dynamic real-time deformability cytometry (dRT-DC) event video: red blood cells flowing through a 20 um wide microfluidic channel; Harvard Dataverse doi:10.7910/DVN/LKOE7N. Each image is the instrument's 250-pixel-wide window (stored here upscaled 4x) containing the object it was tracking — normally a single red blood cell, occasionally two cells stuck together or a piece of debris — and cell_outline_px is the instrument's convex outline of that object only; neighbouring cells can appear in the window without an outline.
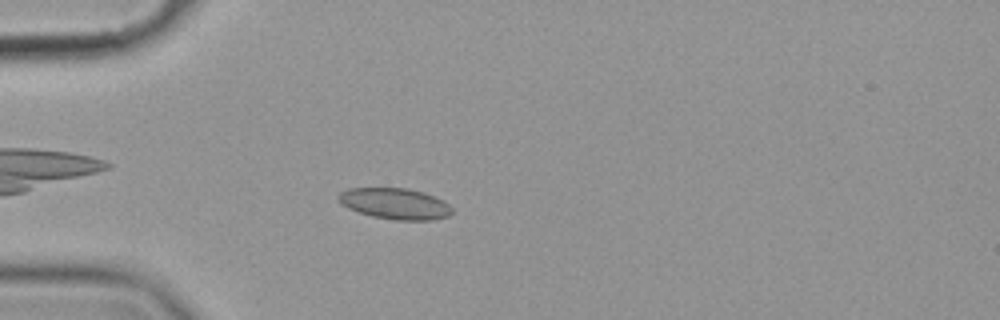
{"species": "common noctule bat (a hibernating species)", "species_latin": "Nyctalus noctula", "temperature_condition": "cold", "stored_images_in_passage": 42, "camera_frame_rate_fps": 3000, "um_per_image_px": 0.085, "animal": {"sex": "female", "body_mass_g": 19.9}, "frame": {"image": 1, "passage_image": 1, "time_ms": 0.0, "image_size_px": [1000, 320], "cell_outline_px": [[452, 212], [448, 216], [432, 220], [396, 220], [372, 216], [348, 208], [340, 204], [336, 196], [340, 192], [348, 188], [408, 188], [444, 200], [452, 208]], "centroid_in_image_um": [33.54, 17.31], "position_along_channel_um": 51.5, "area_um2": 20.52}}
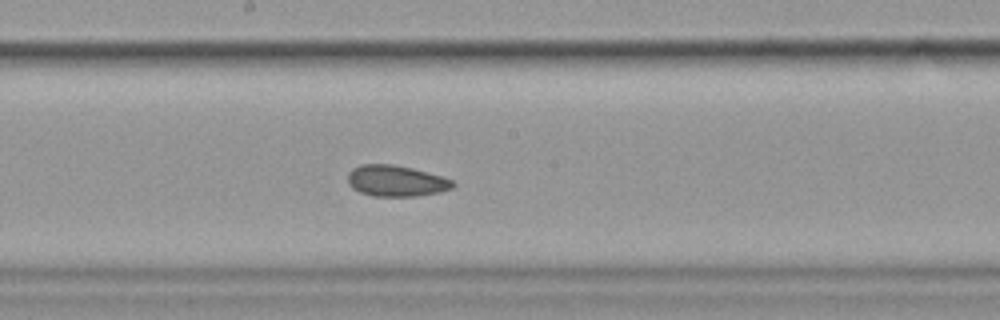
{"frame": {"image": 2, "passage_image": 16, "time_ms": 5.0, "image_size_px": [1000, 320], "cell_outline_px": [[456, 184], [452, 188], [440, 192], [416, 196], [372, 196], [360, 192], [352, 188], [348, 184], [348, 172], [352, 168], [360, 164], [392, 164], [412, 168], [440, 176], [452, 180]], "centroid_in_image_um": [33.63, 15.37], "position_along_channel_um": 214.6, "area_um2": 19.07}}
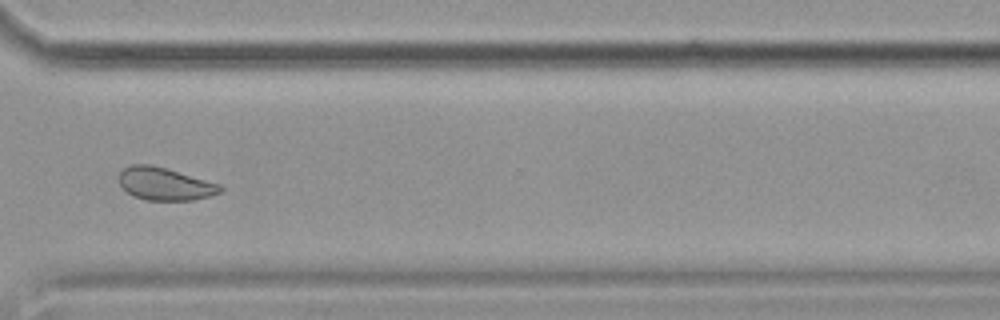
{"frame": {"image": 3, "passage_image": 28, "time_ms": 9.0, "image_size_px": [1000, 320], "cell_outline_px": [[224, 192], [192, 200], [144, 200], [132, 196], [120, 184], [120, 172], [124, 168], [132, 164], [152, 164], [220, 184], [224, 188]], "centroid_in_image_um": [14.03, 15.63], "position_along_channel_um": 356.6, "area_um2": 19.25}, "authors_computed_cell_mechanics": {"area_um2": 19.4786, "velocity_mm_per_s": 3.5412, "shape_relaxation_time_tau1_ms": null, "shape_relaxation_time_tau2_ms": 3.1911, "deformation_change_tau1": null, "deformation_change_tau2": 0.0713}}